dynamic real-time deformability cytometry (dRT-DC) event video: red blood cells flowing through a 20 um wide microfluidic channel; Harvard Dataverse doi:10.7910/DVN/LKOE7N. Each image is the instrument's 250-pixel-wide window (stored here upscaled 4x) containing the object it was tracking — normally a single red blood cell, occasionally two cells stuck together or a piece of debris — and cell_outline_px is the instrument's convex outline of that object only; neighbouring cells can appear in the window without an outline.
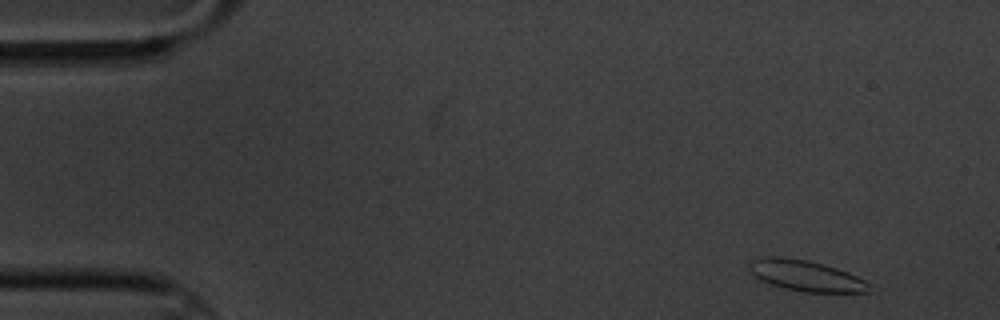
{"species": "common noctule bat (a hibernating species)", "species_latin": "Nyctalus noctula", "temperature_condition": "cold", "stored_images_in_passage": 11, "camera_frame_rate_fps": 3000, "um_per_image_px": 0.085, "animal": {"sex": "male", "body_mass_g": 20.1, "forearm_length_mm": 53.5}, "frame": {"image": 1, "passage_image": 1, "time_ms": 0.0, "image_size_px": [1000, 320], "cell_outline_px": [[880, 288], [872, 292], [804, 292], [784, 288], [760, 280], [752, 272], [748, 264], [752, 260], [764, 256], [784, 256], [808, 260], [824, 264], [848, 272]], "centroid_in_image_um": [68.6, 23.44], "position_along_channel_um": 16.4, "area_um2": 21.91}}
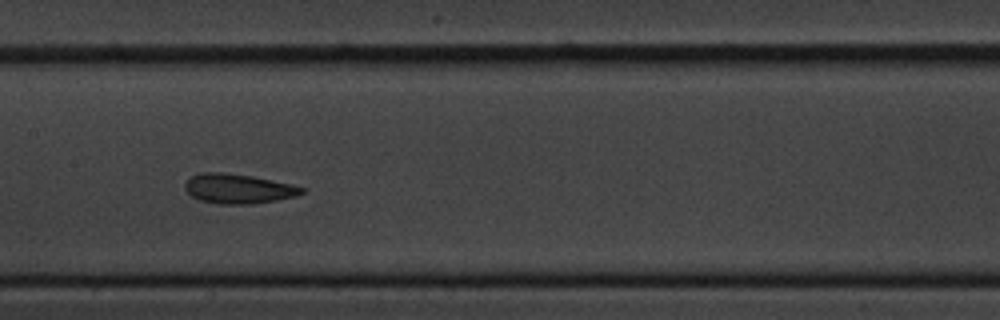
{"frame": {"image": 2, "passage_image": 7, "time_ms": 8.0, "image_size_px": [1000, 320], "cell_outline_px": [[304, 192], [296, 196], [276, 200], [252, 204], [216, 204], [200, 200], [192, 196], [184, 188], [184, 184], [192, 176], [200, 172], [224, 172], [252, 176], [292, 184], [304, 188]], "centroid_in_image_um": [20.24, 16.04], "position_along_channel_um": 187.2, "area_um2": 20.17}}
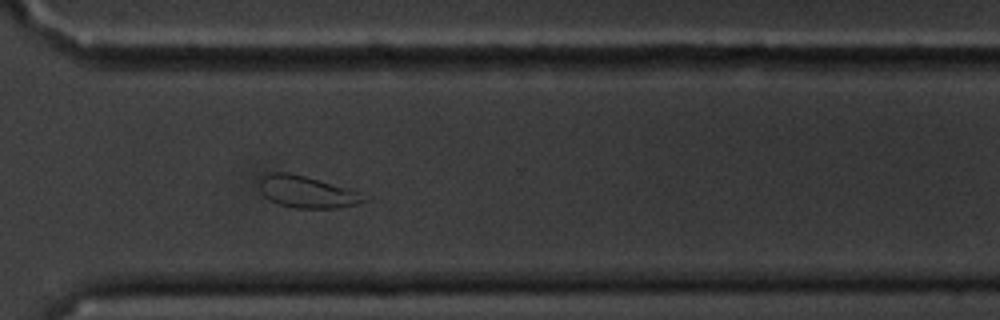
{"frame": {"image": 3, "passage_image": 11, "time_ms": 12.667, "image_size_px": [1000, 320], "cell_outline_px": [[372, 196], [368, 200], [356, 204], [336, 208], [296, 208], [280, 204], [264, 196], [260, 188], [260, 180], [268, 172], [288, 172], [304, 176], [348, 188]], "centroid_in_image_um": [26.15, 16.31], "position_along_channel_um": 344.4, "area_um2": 19.31}}